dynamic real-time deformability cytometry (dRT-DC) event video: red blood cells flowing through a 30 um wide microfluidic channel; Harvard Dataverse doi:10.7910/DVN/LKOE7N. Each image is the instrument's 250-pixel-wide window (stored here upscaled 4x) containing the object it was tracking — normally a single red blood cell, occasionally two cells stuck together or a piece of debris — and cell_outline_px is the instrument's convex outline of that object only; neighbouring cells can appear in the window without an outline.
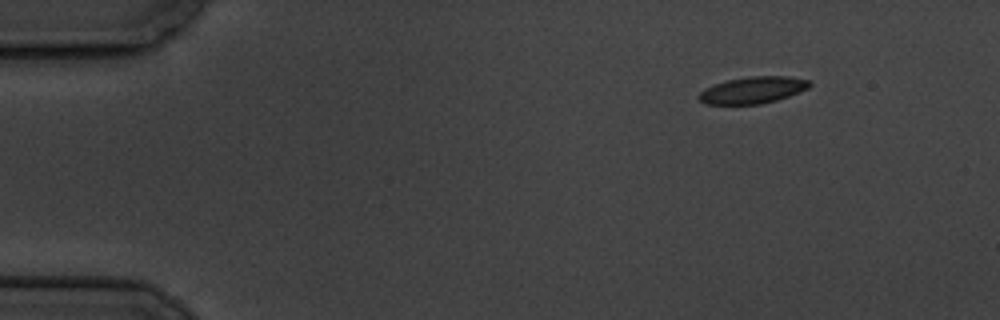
{"species": "common noctule bat (a hibernating species)", "species_latin": "Nyctalus noctula", "temperature_condition": "cold", "stored_images_in_passage": 3, "camera_frame_rate_fps": 3000, "um_per_image_px": 0.085, "animal": {"sex": "male", "body_mass_g": 19.5, "forearm_length_mm": 54.6}, "frame": {"image": 1, "passage_image": 1, "time_ms": 0.0, "image_size_px": [1000, 320], "cell_outline_px": [[812, 84], [808, 88], [800, 92], [776, 100], [760, 104], [704, 104], [696, 96], [700, 92], [716, 84], [728, 80], [748, 76], [788, 76], [812, 80]], "centroid_in_image_um": [64.03, 7.65], "position_along_channel_um": 21.0, "area_um2": 17.22}}